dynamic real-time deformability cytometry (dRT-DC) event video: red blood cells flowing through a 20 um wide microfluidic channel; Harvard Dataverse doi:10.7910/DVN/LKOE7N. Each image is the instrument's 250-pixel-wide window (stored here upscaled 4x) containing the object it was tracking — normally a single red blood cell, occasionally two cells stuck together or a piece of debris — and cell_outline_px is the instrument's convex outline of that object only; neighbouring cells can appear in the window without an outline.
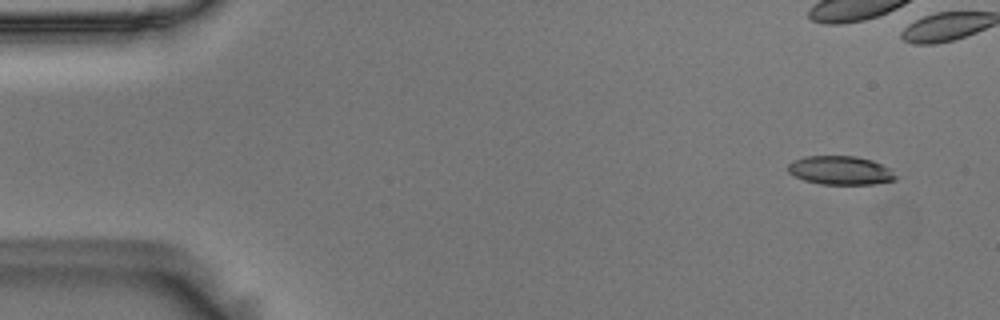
{"species": "Egyptian fruit bat (a non-hibernating species)", "species_latin": "Rousettus aegyptiacus", "temperature_condition": "room temperature", "stored_images_in_passage": 12, "camera_frame_rate_fps": 3000, "um_per_image_px": 0.085, "animal": {"sex": "male"}, "frame": {"image": 1, "passage_image": 3, "time_ms": 0.667, "image_size_px": [1000, 320], "cell_outline_px": [[896, 180], [872, 184], [820, 184], [804, 180], [788, 172], [788, 164], [792, 160], [804, 156], [856, 156], [872, 160], [892, 168], [896, 176]], "centroid_in_image_um": [71.45, 14.47], "position_along_channel_um": 13.5, "area_um2": 18.15}}